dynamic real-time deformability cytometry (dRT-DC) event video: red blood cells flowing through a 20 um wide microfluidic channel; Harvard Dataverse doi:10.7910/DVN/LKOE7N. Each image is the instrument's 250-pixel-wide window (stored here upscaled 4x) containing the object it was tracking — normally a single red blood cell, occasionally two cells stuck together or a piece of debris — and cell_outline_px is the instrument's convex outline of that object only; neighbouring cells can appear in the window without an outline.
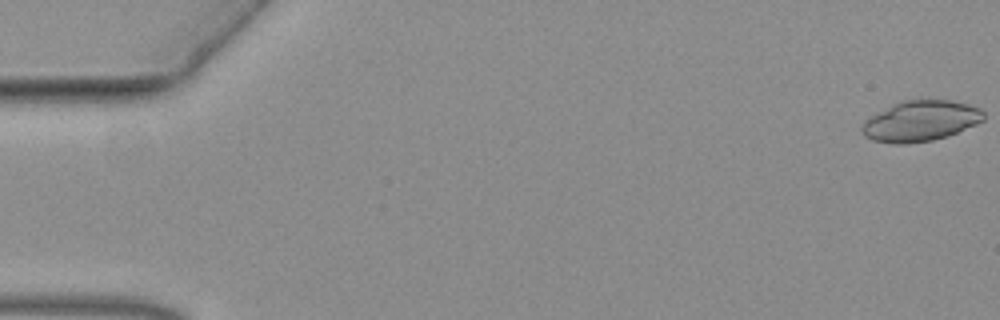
{"species": "common noctule bat (a hibernating species)", "species_latin": "Nyctalus noctula", "temperature_condition": "warm", "stored_images_in_passage": 57, "camera_frame_rate_fps": 3000, "um_per_image_px": 0.085, "animal": {"sex": "female", "body_mass_g": 19.3, "forearm_length_mm": 54.1}, "frame": {"image": 1, "passage_image": 1, "time_ms": 0.0, "image_size_px": [1000, 320], "cell_outline_px": [[984, 120], [976, 124], [948, 136], [932, 140], [904, 144], [896, 144], [872, 140], [864, 136], [860, 132], [860, 128], [864, 120], [876, 112], [900, 100], [920, 96], [948, 100], [968, 104], [980, 108], [984, 112]], "centroid_in_image_um": [78.21, 10.24], "position_along_channel_um": 6.8, "area_um2": 29.71}}